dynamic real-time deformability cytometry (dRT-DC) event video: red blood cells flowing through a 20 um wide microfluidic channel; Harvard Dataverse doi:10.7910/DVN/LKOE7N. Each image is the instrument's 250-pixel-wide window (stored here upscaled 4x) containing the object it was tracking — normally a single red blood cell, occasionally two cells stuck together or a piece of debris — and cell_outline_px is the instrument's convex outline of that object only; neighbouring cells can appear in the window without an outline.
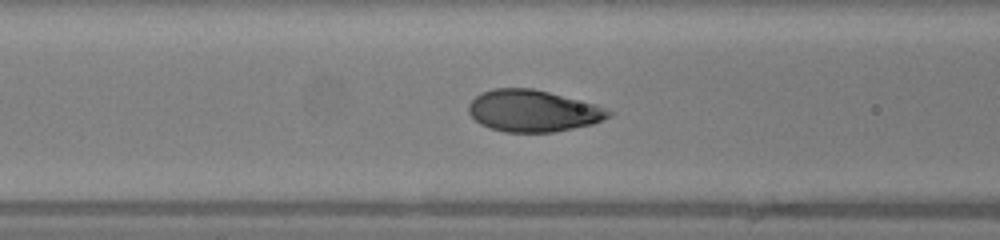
{"species": "human", "species_latin": "Homo sapiens", "temperature_condition": "warm", "stored_images_in_passage": 49, "camera_frame_rate_fps": 3000, "um_per_image_px": 0.085, "donor": {"sex": "female"}, "frame": {"image": 1, "passage_image": 19, "time_ms": 6.0, "image_size_px": [1000, 240], "cell_outline_px": [[616, 112], [612, 116], [592, 124], [556, 132], [504, 132], [480, 124], [468, 112], [468, 104], [480, 92], [492, 88], [532, 88], [596, 104]], "centroid_in_image_um": [45.33, 9.42], "position_along_channel_um": 121.3, "area_um2": 34.22}}
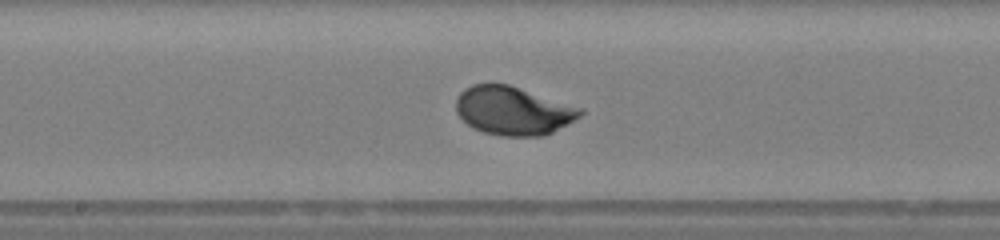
{"frame": {"image": 2, "passage_image": 25, "time_ms": 8.0, "image_size_px": [1000, 240], "cell_outline_px": [[584, 112], [580, 116], [568, 124], [544, 136], [500, 136], [484, 132], [472, 128], [456, 112], [456, 100], [460, 92], [464, 88], [472, 84], [508, 84], [584, 108]], "centroid_in_image_um": [43.62, 9.41], "position_along_channel_um": 204.6, "area_um2": 35.2}}
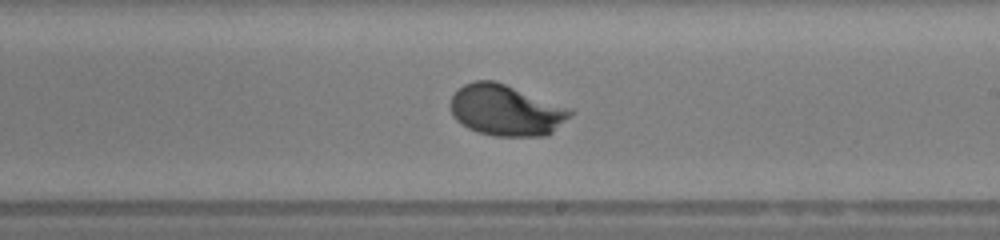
{"frame": {"image": 3, "passage_image": 28, "time_ms": 9.0, "image_size_px": [1000, 240], "cell_outline_px": [[576, 112], [572, 116], [552, 132], [544, 136], [492, 136], [476, 132], [468, 128], [456, 120], [452, 116], [452, 96], [464, 84], [472, 80], [492, 80], [504, 84], [572, 108]], "centroid_in_image_um": [43.04, 9.38], "position_along_channel_um": 246.0, "area_um2": 35.66}, "authors_computed_cell_mechanics": {"area_um2": 34.4488, "velocity_mm_per_s": 4.1711, "shape_relaxation_time_tau1_ms": 2.2368, "shape_relaxation_time_tau2_ms": null, "deformation_change_tau1": 0.1504, "deformation_change_tau2": null}}